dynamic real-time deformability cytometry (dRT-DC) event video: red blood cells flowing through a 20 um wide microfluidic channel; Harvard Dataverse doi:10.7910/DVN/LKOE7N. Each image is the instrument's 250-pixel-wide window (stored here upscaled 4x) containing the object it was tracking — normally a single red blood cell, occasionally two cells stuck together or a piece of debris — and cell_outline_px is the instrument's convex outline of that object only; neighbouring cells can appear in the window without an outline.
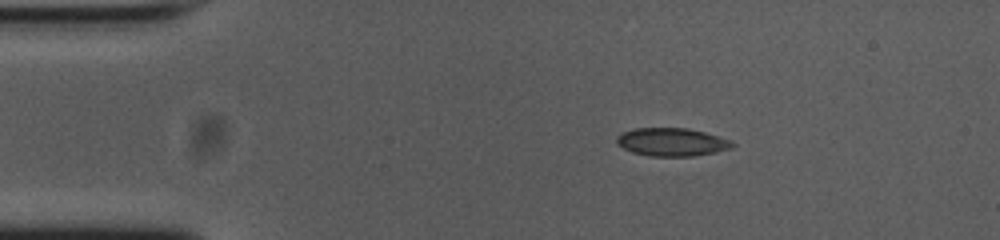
{"species": "common noctule bat (a hibernating species)", "species_latin": "Nyctalus noctula", "temperature_condition": "cold", "stored_images_in_passage": 46, "camera_frame_rate_fps": 3000, "um_per_image_px": 0.085, "animal": {"sex": "female", "body_mass_g": 23.0, "forearm_length_mm": 53.4}, "frame": {"image": 1, "passage_image": 1, "time_ms": 0.0, "image_size_px": [1000, 240], "cell_outline_px": [[736, 144], [732, 148], [716, 152], [692, 156], [652, 156], [632, 152], [616, 144], [616, 136], [632, 128], [688, 128], [704, 132], [732, 140]], "centroid_in_image_um": [57.12, 12.07], "position_along_channel_um": 27.9, "area_um2": 19.02}}
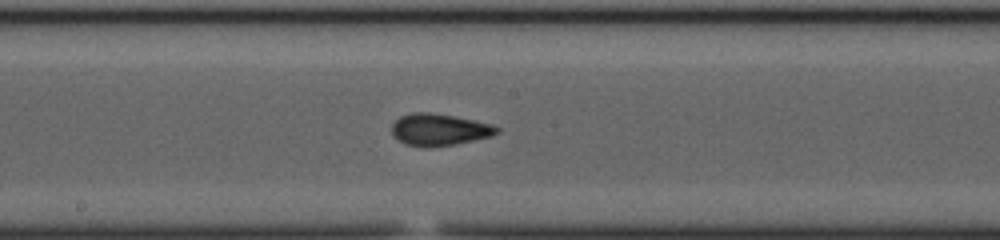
{"frame": {"image": 2, "passage_image": 20, "time_ms": 6.333, "image_size_px": [1000, 240], "cell_outline_px": [[500, 132], [492, 136], [456, 144], [428, 148], [424, 148], [404, 144], [392, 132], [392, 124], [400, 116], [412, 112], [428, 112], [452, 116], [492, 124], [500, 128]], "centroid_in_image_um": [37.35, 11.03], "position_along_channel_um": 210.9, "area_um2": 19.54}}
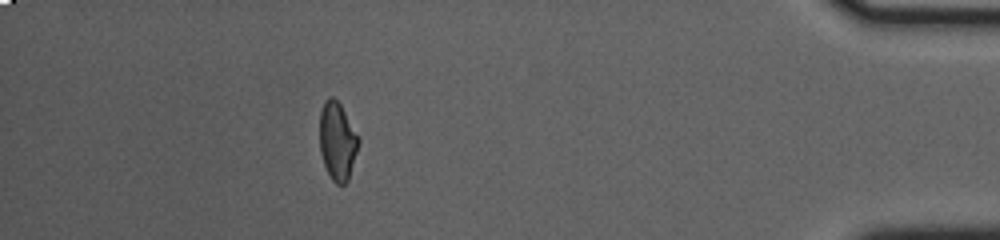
{"frame": {"image": 3, "passage_image": 40, "time_ms": 13.0, "image_size_px": [1000, 240], "cell_outline_px": [[360, 140], [348, 180], [344, 184], [336, 184], [332, 180], [324, 164], [320, 152], [320, 112], [324, 100], [328, 96], [332, 96], [340, 104], [360, 136]], "centroid_in_image_um": [28.68, 11.96], "position_along_channel_um": 406.5, "area_um2": 17.74}, "authors_computed_cell_mechanics": {"area_um2": 18.7561, "velocity_mm_per_s": 3.7552, "shape_relaxation_time_tau1_ms": null, "shape_relaxation_time_tau2_ms": 0.8308, "deformation_change_tau1": null, "deformation_change_tau2": 0.0611}}